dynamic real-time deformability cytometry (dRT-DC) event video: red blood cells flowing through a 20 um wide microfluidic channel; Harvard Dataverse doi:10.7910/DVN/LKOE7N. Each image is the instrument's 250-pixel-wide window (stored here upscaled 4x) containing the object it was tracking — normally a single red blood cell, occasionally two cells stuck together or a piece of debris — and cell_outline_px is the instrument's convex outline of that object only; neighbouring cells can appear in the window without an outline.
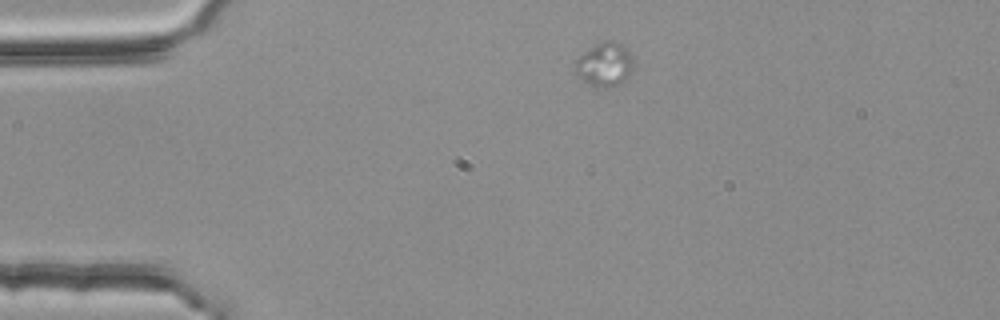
{"species": "common noctule bat (a hibernating species)", "species_latin": "Nyctalus noctula", "temperature_condition": "room temperature", "stored_images_in_passage": 2, "camera_frame_rate_fps": 3000, "um_per_image_px": 0.085, "animal": {"sex": "female", "body_mass_g": 25.1}, "frame": {"image": 1, "passage_image": 1, "time_ms": 0.0, "image_size_px": [1000, 320], "cell_outline_px": [[632, 72], [628, 76], [616, 84], [608, 88], [596, 88], [588, 84], [572, 72], [576, 60], [584, 52], [596, 44], [604, 40], [612, 40], [620, 44], [632, 56]], "centroid_in_image_um": [51.34, 5.5], "position_along_channel_um": 33.7, "area_um2": 14.85}}